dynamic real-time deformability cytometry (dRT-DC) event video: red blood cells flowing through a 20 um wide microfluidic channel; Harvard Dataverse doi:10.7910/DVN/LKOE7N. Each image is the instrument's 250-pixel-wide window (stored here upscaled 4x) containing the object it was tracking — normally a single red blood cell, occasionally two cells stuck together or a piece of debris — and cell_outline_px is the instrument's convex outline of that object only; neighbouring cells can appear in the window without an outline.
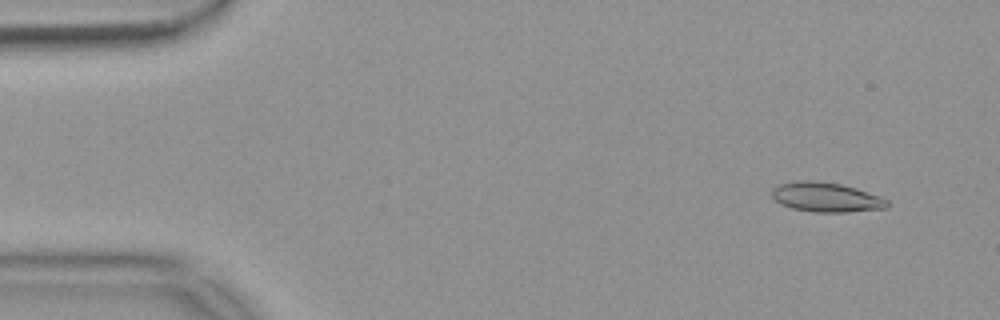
{"species": "common noctule bat (a hibernating species)", "species_latin": "Nyctalus noctula", "temperature_condition": "warm", "stored_images_in_passage": 54, "camera_frame_rate_fps": 3000, "um_per_image_px": 0.085, "animal": {"sex": "female", "body_mass_g": 18.4}, "frame": {"image": 1, "passage_image": 4, "time_ms": 1.0, "image_size_px": [1000, 320], "cell_outline_px": [[888, 208], [848, 212], [812, 212], [792, 208], [780, 204], [772, 196], [772, 188], [780, 184], [796, 180], [816, 180], [840, 184], [856, 188], [880, 196], [888, 200]], "centroid_in_image_um": [70.22, 16.76], "position_along_channel_um": 14.8, "area_um2": 20.0}}
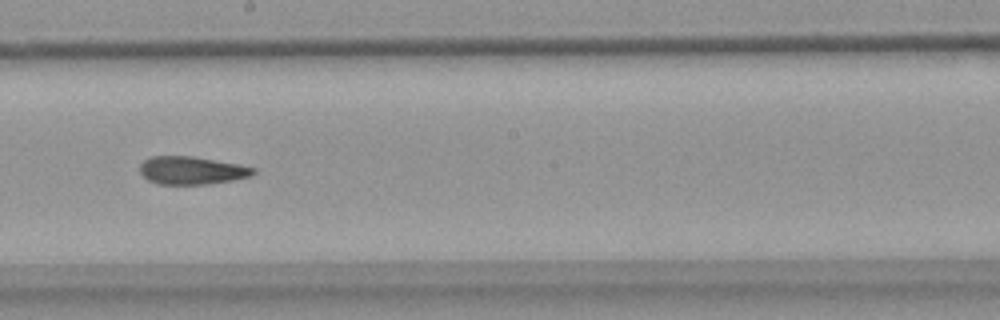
{"frame": {"image": 2, "passage_image": 30, "time_ms": 9.667, "image_size_px": [1000, 320], "cell_outline_px": [[256, 172], [252, 176], [232, 180], [208, 184], [156, 184], [148, 180], [140, 172], [140, 164], [144, 160], [152, 156], [192, 156], [240, 164], [256, 168]], "centroid_in_image_um": [16.32, 14.48], "position_along_channel_um": 231.9, "area_um2": 18.55}}
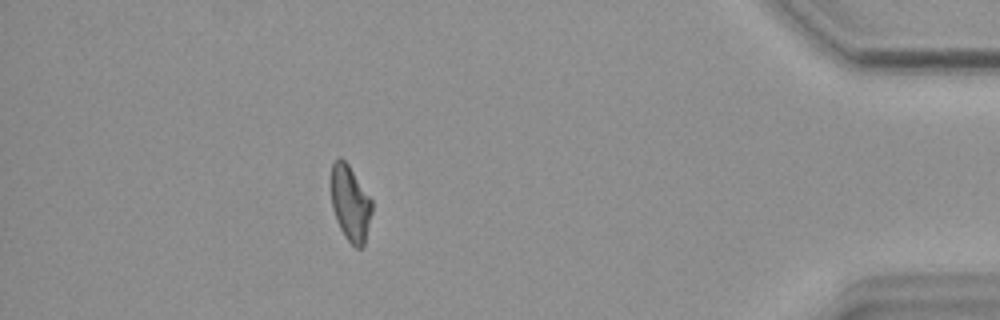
{"frame": {"image": 3, "passage_image": 48, "time_ms": 15.667, "image_size_px": [1000, 320], "cell_outline_px": [[372, 212], [364, 244], [360, 248], [356, 248], [344, 236], [336, 220], [332, 208], [332, 164], [340, 156], [348, 164], [372, 200]], "centroid_in_image_um": [29.78, 17.3], "position_along_channel_um": 405.4, "area_um2": 17.74}, "authors_computed_cell_mechanics": {"area_um2": 19.1029, "velocity_mm_per_s": 3.7145, "shape_relaxation_time_tau1_ms": null, "shape_relaxation_time_tau2_ms": 4.1778, "deformation_change_tau1": null, "deformation_change_tau2": 0.1278}}